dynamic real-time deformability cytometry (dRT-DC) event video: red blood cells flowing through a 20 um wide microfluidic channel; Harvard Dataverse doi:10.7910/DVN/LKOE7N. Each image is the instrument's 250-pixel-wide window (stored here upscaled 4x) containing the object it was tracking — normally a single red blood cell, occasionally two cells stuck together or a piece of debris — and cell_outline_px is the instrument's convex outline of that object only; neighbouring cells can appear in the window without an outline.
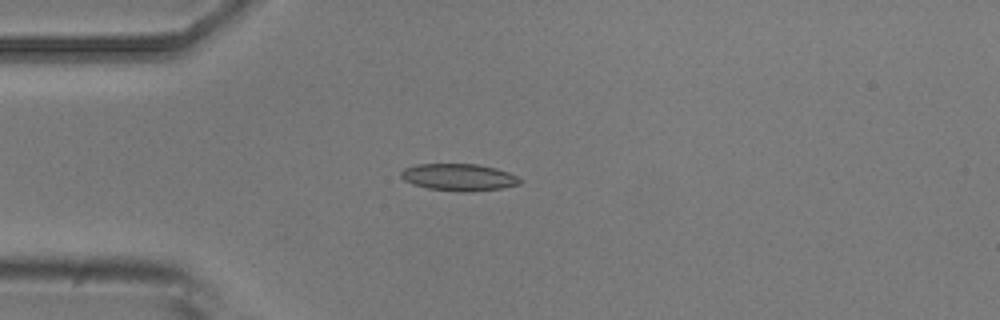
{"species": "common noctule bat (a hibernating species)", "species_latin": "Nyctalus noctula", "temperature_condition": "room temperature", "stored_images_in_passage": 5, "camera_frame_rate_fps": 3000, "um_per_image_px": 0.085, "animal": {"sex": "male", "body_mass_g": 20.5, "forearm_length_mm": 52.5}, "frame": {"image": 1, "passage_image": 4, "time_ms": 3.667, "image_size_px": [1000, 320], "cell_outline_px": [[524, 180], [520, 184], [500, 188], [428, 188], [412, 184], [404, 180], [400, 176], [400, 172], [404, 168], [416, 164], [476, 164], [496, 168], [508, 172]], "centroid_in_image_um": [38.96, 14.99], "position_along_channel_um": 46.0, "area_um2": 17.63}}